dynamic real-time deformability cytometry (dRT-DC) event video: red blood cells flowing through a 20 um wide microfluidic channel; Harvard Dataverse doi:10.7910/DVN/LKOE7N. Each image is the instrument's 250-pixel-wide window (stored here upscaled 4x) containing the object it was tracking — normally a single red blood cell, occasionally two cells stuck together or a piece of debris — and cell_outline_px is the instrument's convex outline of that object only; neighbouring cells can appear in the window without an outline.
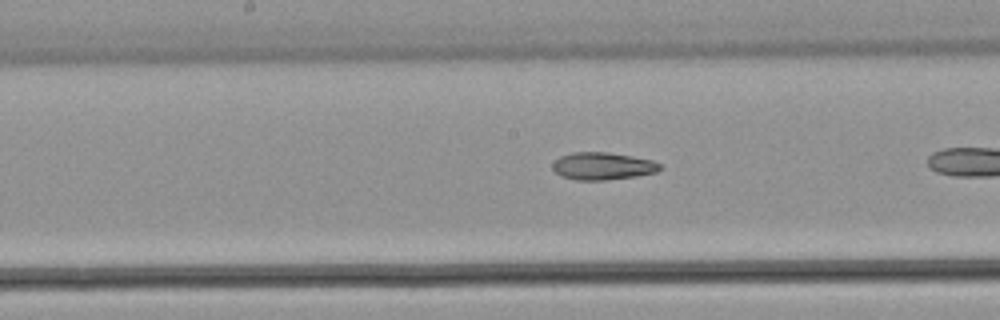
{"species": "common noctule bat (a hibernating species)", "species_latin": "Nyctalus noctula", "temperature_condition": "warm", "stored_images_in_passage": 16, "camera_frame_rate_fps": 3000, "um_per_image_px": 0.085, "animal": {"sex": "male", "body_mass_g": 21.5, "forearm_length_mm": 52.0}, "frame": {"image": 1, "passage_image": 7, "time_ms": 2.0, "image_size_px": [1000, 320], "cell_outline_px": [[660, 168], [656, 172], [636, 176], [604, 180], [576, 180], [560, 176], [552, 168], [552, 164], [560, 156], [572, 152], [608, 152], [632, 156], [652, 160], [660, 164]], "centroid_in_image_um": [51.19, 14.11], "position_along_channel_um": 197.0, "area_um2": 17.11}}